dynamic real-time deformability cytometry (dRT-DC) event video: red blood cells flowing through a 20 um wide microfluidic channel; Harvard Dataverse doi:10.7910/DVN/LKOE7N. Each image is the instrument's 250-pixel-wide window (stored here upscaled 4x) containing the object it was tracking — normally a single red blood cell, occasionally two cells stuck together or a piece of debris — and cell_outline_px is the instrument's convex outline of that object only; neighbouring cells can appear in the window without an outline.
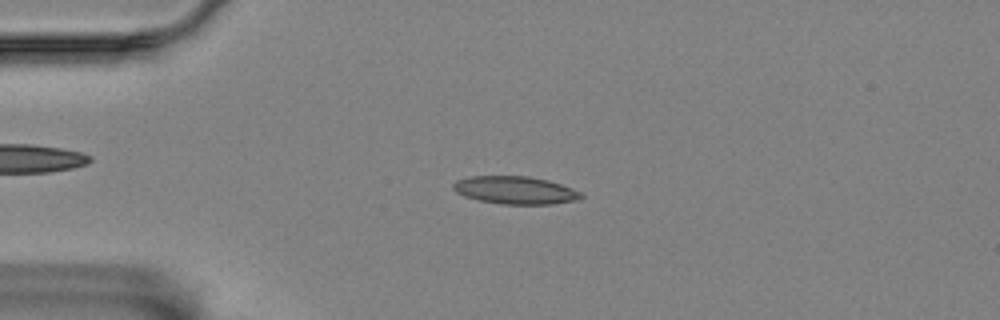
{"species": "Egyptian fruit bat (a non-hibernating species)", "species_latin": "Rousettus aegyptiacus", "temperature_condition": "room temperature", "stored_images_in_passage": 57, "camera_frame_rate_fps": 3000, "um_per_image_px": 0.085, "animal": {"sex": "female"}, "frame": {"image": 1, "passage_image": 13, "time_ms": 4.0, "image_size_px": [1000, 320], "cell_outline_px": [[584, 196], [576, 200], [552, 204], [500, 204], [480, 200], [464, 196], [456, 192], [452, 188], [452, 184], [456, 180], [472, 176], [528, 176], [548, 180], [572, 188], [580, 192]], "centroid_in_image_um": [43.78, 16.16], "position_along_channel_um": 41.2, "area_um2": 20.63}}
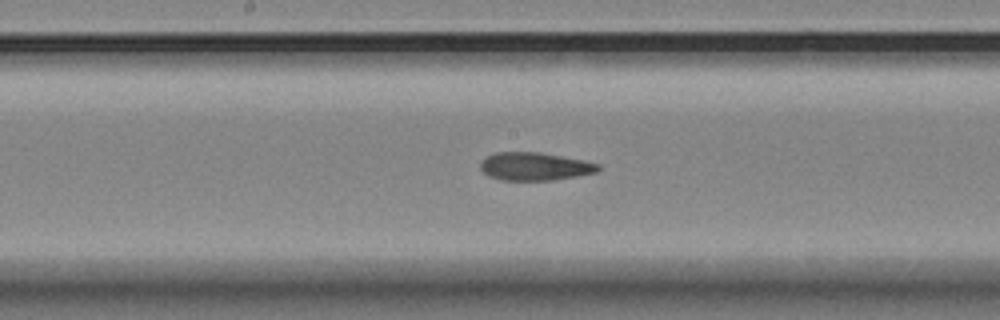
{"frame": {"image": 2, "passage_image": 29, "time_ms": 9.333, "image_size_px": [1000, 320], "cell_outline_px": [[600, 168], [596, 172], [576, 176], [552, 180], [504, 180], [488, 176], [480, 168], [480, 164], [488, 156], [496, 152], [540, 152], [584, 160], [600, 164]], "centroid_in_image_um": [45.47, 14.14], "position_along_channel_um": 202.7, "area_um2": 19.07}}
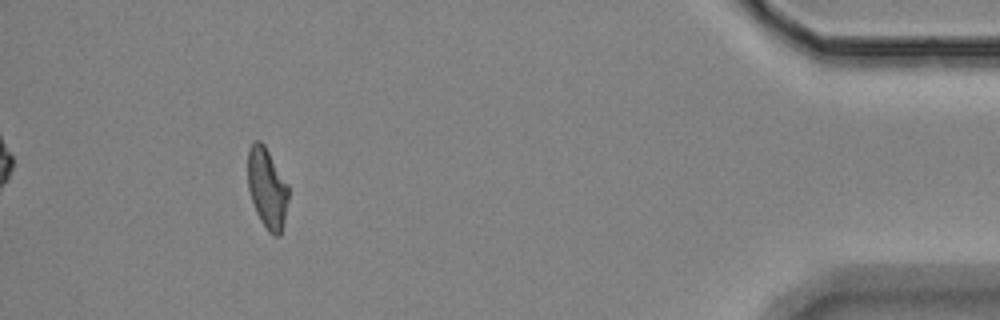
{"frame": {"image": 3, "passage_image": 52, "time_ms": 17.0, "image_size_px": [1000, 320], "cell_outline_px": [[288, 200], [284, 220], [280, 236], [272, 236], [268, 232], [260, 220], [256, 212], [248, 188], [248, 148], [256, 140], [260, 140], [264, 144], [288, 184]], "centroid_in_image_um": [22.7, 16.01], "position_along_channel_um": 412.5, "area_um2": 19.02}, "authors_computed_cell_mechanics": {"area_um2": 19.7676, "velocity_mm_per_s": 3.4847, "shape_relaxation_time_tau1_ms": null, "shape_relaxation_time_tau2_ms": 3.2988, "deformation_change_tau1": null, "deformation_change_tau2": 0.1157}}